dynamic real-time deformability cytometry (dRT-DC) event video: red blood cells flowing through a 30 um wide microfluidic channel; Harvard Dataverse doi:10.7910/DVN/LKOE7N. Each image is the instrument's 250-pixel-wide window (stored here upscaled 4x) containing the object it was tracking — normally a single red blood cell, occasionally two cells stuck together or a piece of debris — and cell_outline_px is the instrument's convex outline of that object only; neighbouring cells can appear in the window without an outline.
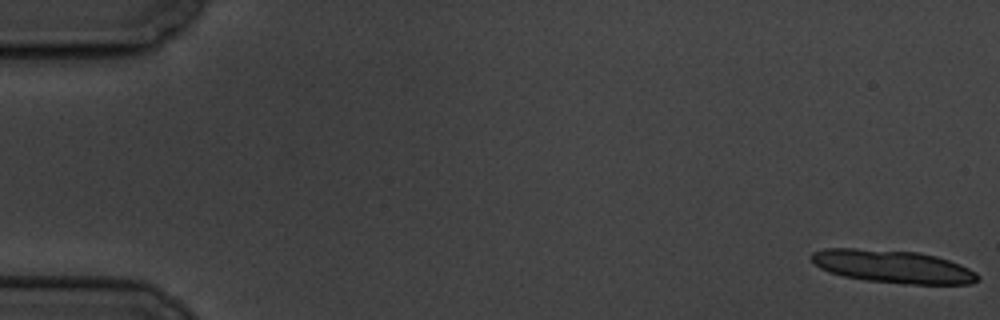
{"species": "common noctule bat (a hibernating species)", "species_latin": "Nyctalus noctula", "temperature_condition": "cold", "stored_images_in_passage": 12, "camera_frame_rate_fps": 3000, "um_per_image_px": 0.085, "animal": {"sex": "male", "body_mass_g": 19.5, "forearm_length_mm": 54.6}, "frame": {"image": 1, "passage_image": 1, "time_ms": 0.0, "image_size_px": [1000, 320], "cell_outline_px": [[980, 280], [972, 284], [904, 284], [868, 280], [844, 276], [828, 272], [820, 268], [812, 260], [812, 252], [824, 248], [856, 248], [920, 252], [936, 256], [960, 264], [976, 272], [980, 276]], "centroid_in_image_um": [75.92, 22.65], "position_along_channel_um": 9.1, "area_um2": 31.96}}
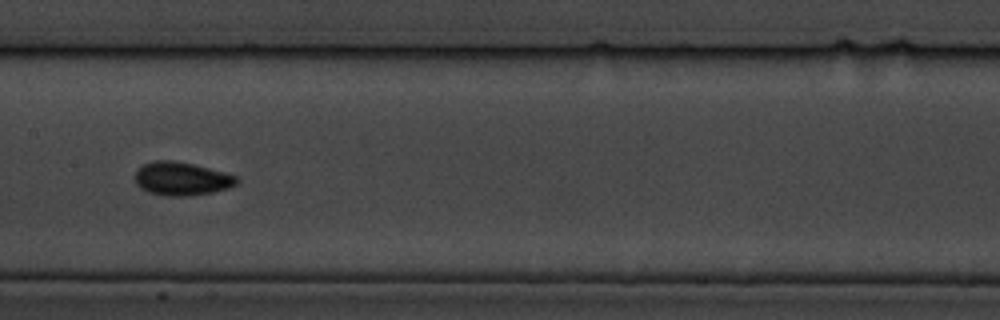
{"frame": {"image": 2, "passage_image": 9, "time_ms": 10.0, "image_size_px": [1000, 320], "cell_outline_px": [[240, 180], [236, 184], [228, 188], [212, 192], [184, 196], [164, 196], [148, 192], [140, 188], [136, 184], [136, 172], [144, 164], [156, 160], [172, 160], [192, 164], [224, 172], [236, 176]], "centroid_in_image_um": [15.43, 15.2], "position_along_channel_um": 192.0, "area_um2": 19.59}}
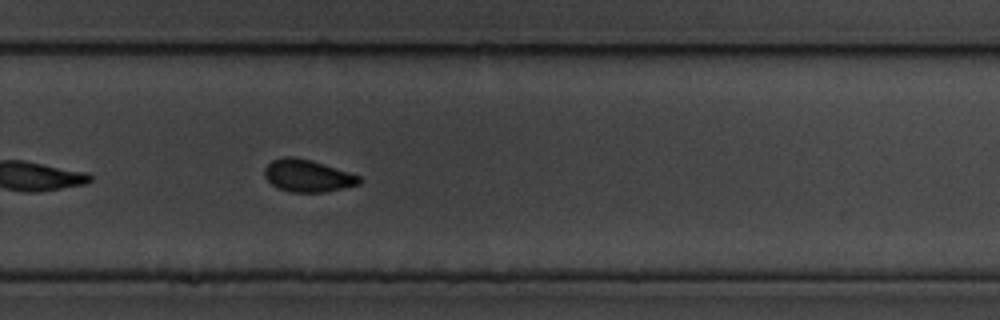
{"frame": {"image": 3, "passage_image": 12, "time_ms": 13.333, "image_size_px": [1000, 320], "cell_outline_px": [[364, 180], [360, 184], [324, 192], [288, 192], [276, 188], [264, 176], [264, 168], [272, 160], [284, 156], [292, 156], [308, 160], [348, 172], [360, 176]], "centroid_in_image_um": [26.12, 14.95], "position_along_channel_um": 303.7, "area_um2": 17.69}}